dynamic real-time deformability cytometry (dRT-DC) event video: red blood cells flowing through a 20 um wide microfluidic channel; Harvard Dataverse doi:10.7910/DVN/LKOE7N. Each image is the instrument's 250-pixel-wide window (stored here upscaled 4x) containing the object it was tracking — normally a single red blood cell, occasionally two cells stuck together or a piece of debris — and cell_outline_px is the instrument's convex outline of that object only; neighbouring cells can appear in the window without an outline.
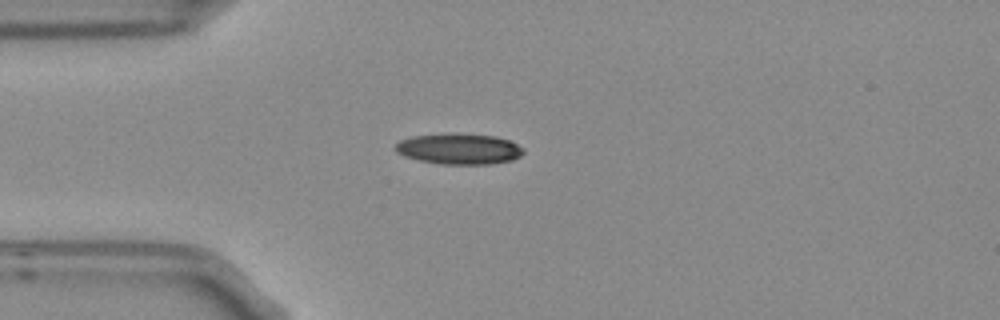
{"species": "Egyptian fruit bat (a non-hibernating species)", "species_latin": "Rousettus aegyptiacus", "temperature_condition": "room temperature", "stored_images_in_passage": 2, "camera_frame_rate_fps": 3000, "um_per_image_px": 0.085, "frame": {"image": 1, "passage_image": 1, "time_ms": 0.0, "image_size_px": [1000, 320], "cell_outline_px": [[524, 152], [520, 156], [512, 160], [492, 164], [440, 164], [420, 160], [404, 156], [396, 152], [392, 148], [400, 140], [412, 136], [452, 132], [496, 136], [508, 140], [524, 148]], "centroid_in_image_um": [39.0, 12.64], "position_along_channel_um": 46.0, "area_um2": 23.29}}